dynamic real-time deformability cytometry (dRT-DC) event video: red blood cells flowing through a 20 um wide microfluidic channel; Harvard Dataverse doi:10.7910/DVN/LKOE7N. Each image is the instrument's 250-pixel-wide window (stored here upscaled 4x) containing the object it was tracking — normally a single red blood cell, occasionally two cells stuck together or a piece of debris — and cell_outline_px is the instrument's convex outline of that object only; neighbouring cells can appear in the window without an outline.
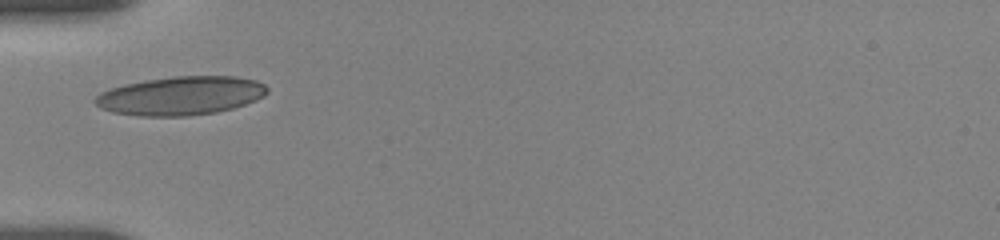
{"species": "human", "species_latin": "Homo sapiens", "temperature_condition": "room temperature", "stored_images_in_passage": 42, "camera_frame_rate_fps": 3000, "um_per_image_px": 0.085, "donor": {"sex": "female"}, "frame": {"image": 1, "passage_image": 1, "time_ms": 0.0, "image_size_px": [1000, 240], "cell_outline_px": [[268, 92], [264, 96], [256, 100], [232, 108], [216, 112], [188, 116], [140, 116], [112, 112], [100, 108], [92, 100], [100, 92], [124, 84], [172, 76], [236, 76], [256, 80], [264, 84], [268, 88]], "centroid_in_image_um": [15.36, 8.14], "position_along_channel_um": 69.6, "area_um2": 38.84}}
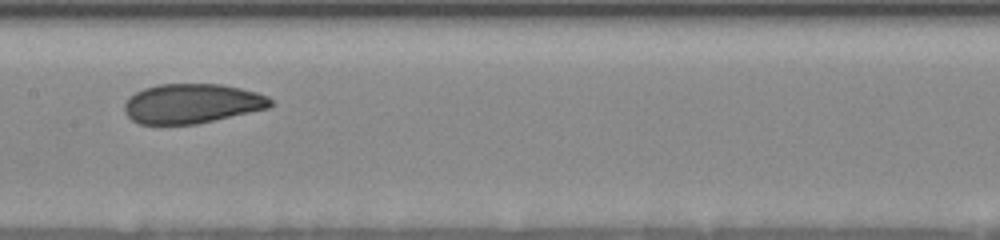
{"frame": {"image": 2, "passage_image": 16, "time_ms": 3.333, "image_size_px": [1000, 240], "cell_outline_px": [[272, 104], [268, 108], [196, 124], [140, 124], [132, 120], [124, 112], [124, 104], [136, 92], [144, 88], [160, 84], [220, 84], [240, 88], [256, 92], [268, 96], [272, 100]], "centroid_in_image_um": [16.31, 8.8], "position_along_channel_um": 191.1, "area_um2": 33.47}}
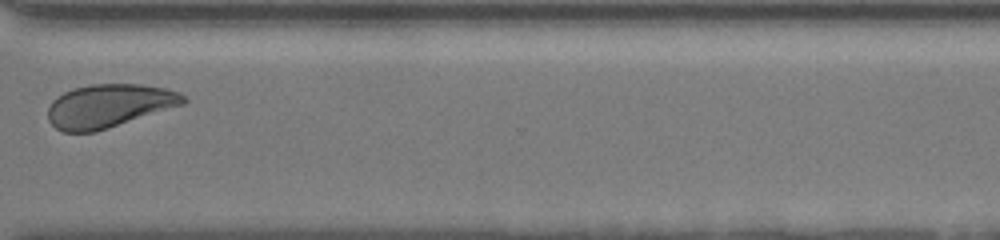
{"frame": {"image": 3, "passage_image": 30, "time_ms": 8.0, "image_size_px": [1000, 240], "cell_outline_px": [[188, 100], [184, 104], [96, 132], [64, 132], [56, 128], [48, 120], [48, 108], [52, 100], [56, 96], [72, 88], [92, 84], [140, 84], [168, 88], [180, 92]], "centroid_in_image_um": [9.26, 8.99], "position_along_channel_um": 361.3, "area_um2": 34.39}, "authors_computed_cell_mechanics": {"area_um2": 34.2754, "velocity_mm_per_s": 3.6512, "shape_relaxation_time_tau1_ms": 4.9788, "shape_relaxation_time_tau2_ms": 1.5621, "deformation_change_tau1": 0.1375, "deformation_change_tau2": 0.0609}}